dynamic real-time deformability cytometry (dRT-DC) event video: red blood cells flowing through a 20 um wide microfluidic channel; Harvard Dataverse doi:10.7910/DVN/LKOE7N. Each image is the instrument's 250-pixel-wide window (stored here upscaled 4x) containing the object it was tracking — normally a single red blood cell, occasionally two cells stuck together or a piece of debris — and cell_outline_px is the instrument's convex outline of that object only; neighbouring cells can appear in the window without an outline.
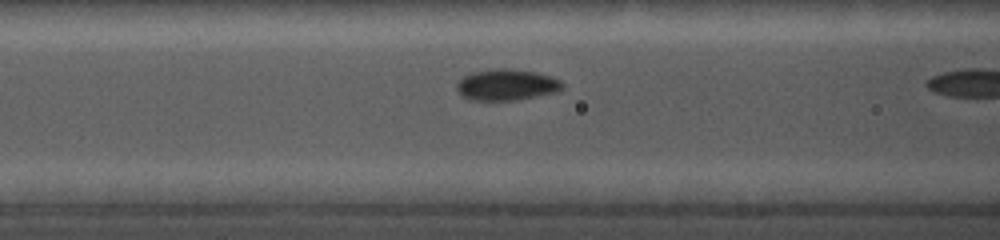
{"species": "common noctule bat (a hibernating species)", "species_latin": "Nyctalus noctula", "temperature_condition": "cold", "stored_images_in_passage": 17, "camera_frame_rate_fps": 5000, "um_per_image_px": 0.085, "animal": {"sex": "female", "body_mass_g": 19.0, "forearm_length_mm": 56.7}, "frame": {"image": 1, "passage_image": 10, "time_ms": 2.4, "image_size_px": [1000, 240], "cell_outline_px": [[564, 88], [552, 92], [516, 100], [472, 100], [464, 96], [456, 88], [456, 84], [464, 76], [472, 72], [492, 68], [504, 68], [532, 72], [548, 76], [560, 80], [564, 84]], "centroid_in_image_um": [43.02, 7.2], "position_along_channel_um": 123.6, "area_um2": 18.79}}
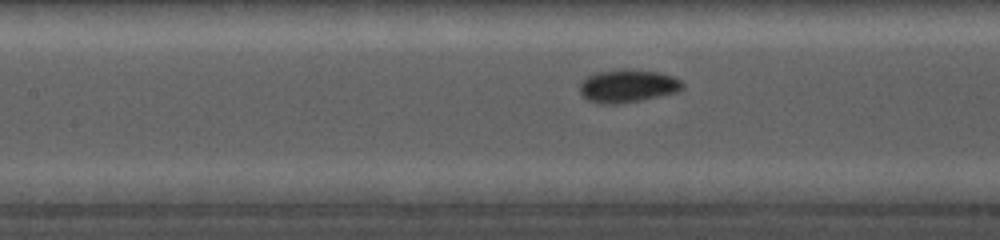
{"frame": {"image": 2, "passage_image": 15, "time_ms": 3.2, "image_size_px": [1000, 240], "cell_outline_px": [[684, 88], [676, 92], [640, 100], [616, 104], [600, 104], [588, 100], [580, 92], [580, 84], [588, 76], [596, 72], [624, 68], [656, 72], [672, 76], [680, 80], [684, 84]], "centroid_in_image_um": [53.35, 7.3], "position_along_channel_um": 154.1, "area_um2": 19.59}}